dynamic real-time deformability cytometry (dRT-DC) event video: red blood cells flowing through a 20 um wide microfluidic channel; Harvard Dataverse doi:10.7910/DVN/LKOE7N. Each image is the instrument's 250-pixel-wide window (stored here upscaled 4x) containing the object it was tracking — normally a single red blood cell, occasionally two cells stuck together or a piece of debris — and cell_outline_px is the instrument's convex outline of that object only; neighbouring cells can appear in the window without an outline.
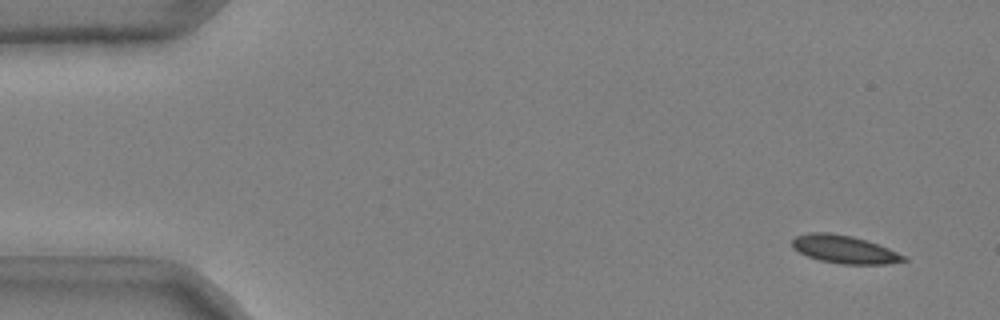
{"species": "common noctule bat (a hibernating species)", "species_latin": "Nyctalus noctula", "temperature_condition": "cold", "stored_images_in_passage": 49, "camera_frame_rate_fps": 3000, "um_per_image_px": 0.085, "animal": {"sex": "male", "body_mass_g": 20.4}, "frame": {"image": 1, "passage_image": 1, "time_ms": 0.0, "image_size_px": [1000, 320], "cell_outline_px": [[908, 260], [888, 264], [840, 264], [820, 260], [808, 256], [792, 248], [792, 240], [796, 236], [808, 232], [828, 232], [852, 236], [888, 248], [908, 256]], "centroid_in_image_um": [71.78, 21.2], "position_along_channel_um": 13.2, "area_um2": 18.15}}
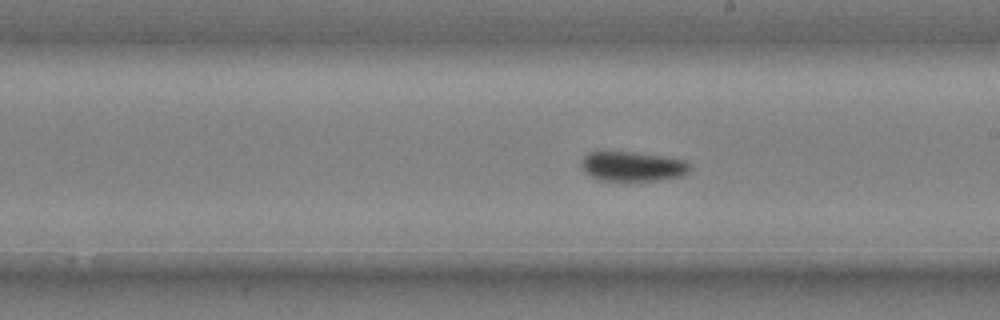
{"frame": {"image": 2, "passage_image": 28, "time_ms": 9.0, "image_size_px": [1000, 320], "cell_outline_px": [[692, 168], [684, 176], [660, 180], [628, 184], [596, 180], [584, 172], [580, 164], [584, 156], [588, 152], [596, 148], [636, 152], [684, 160]], "centroid_in_image_um": [53.66, 14.16], "position_along_channel_um": 235.3, "area_um2": 20.4}}
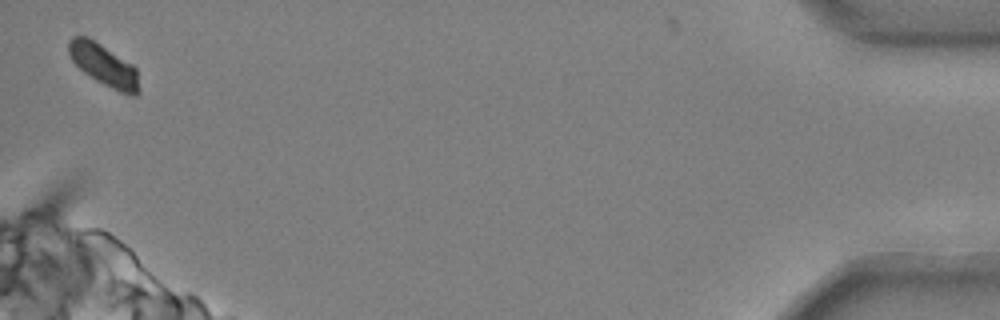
{"frame": {"image": 3, "passage_image": 49, "time_ms": 16.0, "image_size_px": [1000, 320], "cell_outline_px": [[140, 92], [136, 96], [132, 96], [120, 92], [96, 80], [84, 72], [72, 60], [68, 52], [68, 40], [72, 36], [88, 36], [132, 64], [136, 68], [140, 88]], "centroid_in_image_um": [8.84, 5.53], "position_along_channel_um": 426.4, "area_um2": 17.17}, "authors_computed_cell_mechanics": {"area_um2": 18.6116, "velocity_mm_per_s": 3.6976, "shape_relaxation_time_tau1_ms": null, "shape_relaxation_time_tau2_ms": 5.4908, "deformation_change_tau1": null, "deformation_change_tau2": 0.0577}}